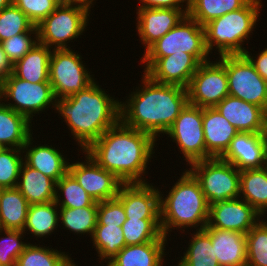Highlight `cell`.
<instances>
[{"instance_id": "6da1fadb", "label": "cell", "mask_w": 267, "mask_h": 266, "mask_svg": "<svg viewBox=\"0 0 267 266\" xmlns=\"http://www.w3.org/2000/svg\"><path fill=\"white\" fill-rule=\"evenodd\" d=\"M156 141L151 134L126 126L120 120L85 152L124 184L148 183L144 176L155 153Z\"/></svg>"}, {"instance_id": "7a4b0ae2", "label": "cell", "mask_w": 267, "mask_h": 266, "mask_svg": "<svg viewBox=\"0 0 267 266\" xmlns=\"http://www.w3.org/2000/svg\"><path fill=\"white\" fill-rule=\"evenodd\" d=\"M142 75V85L133 89L125 102H120V120L157 140L161 133L165 135L188 103V92L181 86L160 84Z\"/></svg>"}, {"instance_id": "3957f363", "label": "cell", "mask_w": 267, "mask_h": 266, "mask_svg": "<svg viewBox=\"0 0 267 266\" xmlns=\"http://www.w3.org/2000/svg\"><path fill=\"white\" fill-rule=\"evenodd\" d=\"M115 99L94 80L85 89L56 99L53 110L64 119L82 152L120 121L121 101Z\"/></svg>"}, {"instance_id": "277c9868", "label": "cell", "mask_w": 267, "mask_h": 266, "mask_svg": "<svg viewBox=\"0 0 267 266\" xmlns=\"http://www.w3.org/2000/svg\"><path fill=\"white\" fill-rule=\"evenodd\" d=\"M162 193L160 191V223L166 238L175 228L184 233L189 227L203 230L207 226L209 204L199 182L188 169L182 172L166 197Z\"/></svg>"}, {"instance_id": "5b68a950", "label": "cell", "mask_w": 267, "mask_h": 266, "mask_svg": "<svg viewBox=\"0 0 267 266\" xmlns=\"http://www.w3.org/2000/svg\"><path fill=\"white\" fill-rule=\"evenodd\" d=\"M261 3V0H250L244 7L205 24V45L208 53L217 50L216 54L219 56L244 54L247 48L243 47V43L251 37L256 22L259 21Z\"/></svg>"}, {"instance_id": "8992f818", "label": "cell", "mask_w": 267, "mask_h": 266, "mask_svg": "<svg viewBox=\"0 0 267 266\" xmlns=\"http://www.w3.org/2000/svg\"><path fill=\"white\" fill-rule=\"evenodd\" d=\"M92 4L60 6L43 19L37 27L38 42L51 49H71L67 44L83 35Z\"/></svg>"}, {"instance_id": "52a82bcc", "label": "cell", "mask_w": 267, "mask_h": 266, "mask_svg": "<svg viewBox=\"0 0 267 266\" xmlns=\"http://www.w3.org/2000/svg\"><path fill=\"white\" fill-rule=\"evenodd\" d=\"M189 171L200 184L209 205L240 195V171L220 158H210L190 164Z\"/></svg>"}, {"instance_id": "ba28073f", "label": "cell", "mask_w": 267, "mask_h": 266, "mask_svg": "<svg viewBox=\"0 0 267 266\" xmlns=\"http://www.w3.org/2000/svg\"><path fill=\"white\" fill-rule=\"evenodd\" d=\"M0 101H4V105L26 116L31 122L33 116L47 108L49 110L51 104L50 108L55 109L56 104L50 82L31 83L19 79L13 73L0 83Z\"/></svg>"}, {"instance_id": "9c48e42d", "label": "cell", "mask_w": 267, "mask_h": 266, "mask_svg": "<svg viewBox=\"0 0 267 266\" xmlns=\"http://www.w3.org/2000/svg\"><path fill=\"white\" fill-rule=\"evenodd\" d=\"M186 52L200 63L210 60L205 45V30L196 20L186 15L174 28L153 43L141 58H161Z\"/></svg>"}, {"instance_id": "30bf717a", "label": "cell", "mask_w": 267, "mask_h": 266, "mask_svg": "<svg viewBox=\"0 0 267 266\" xmlns=\"http://www.w3.org/2000/svg\"><path fill=\"white\" fill-rule=\"evenodd\" d=\"M225 66L229 95L261 107L267 113V81L244 54L219 56Z\"/></svg>"}, {"instance_id": "8fae6325", "label": "cell", "mask_w": 267, "mask_h": 266, "mask_svg": "<svg viewBox=\"0 0 267 266\" xmlns=\"http://www.w3.org/2000/svg\"><path fill=\"white\" fill-rule=\"evenodd\" d=\"M95 79L73 49H53L49 62V82L56 99L69 97Z\"/></svg>"}, {"instance_id": "7c38bea8", "label": "cell", "mask_w": 267, "mask_h": 266, "mask_svg": "<svg viewBox=\"0 0 267 266\" xmlns=\"http://www.w3.org/2000/svg\"><path fill=\"white\" fill-rule=\"evenodd\" d=\"M203 108L187 103L165 133L176 143L183 160L192 164L206 159Z\"/></svg>"}, {"instance_id": "4fadbf2b", "label": "cell", "mask_w": 267, "mask_h": 266, "mask_svg": "<svg viewBox=\"0 0 267 266\" xmlns=\"http://www.w3.org/2000/svg\"><path fill=\"white\" fill-rule=\"evenodd\" d=\"M188 103L201 107H215L229 95L225 66L219 61L200 64L187 87Z\"/></svg>"}, {"instance_id": "5bb4252c", "label": "cell", "mask_w": 267, "mask_h": 266, "mask_svg": "<svg viewBox=\"0 0 267 266\" xmlns=\"http://www.w3.org/2000/svg\"><path fill=\"white\" fill-rule=\"evenodd\" d=\"M83 153L85 161L70 163L69 173L96 202L116 198L124 183L101 167L88 153Z\"/></svg>"}, {"instance_id": "9a60e30c", "label": "cell", "mask_w": 267, "mask_h": 266, "mask_svg": "<svg viewBox=\"0 0 267 266\" xmlns=\"http://www.w3.org/2000/svg\"><path fill=\"white\" fill-rule=\"evenodd\" d=\"M141 63L145 64L144 74L152 81L185 89L201 64L193 55L186 52L161 58H142Z\"/></svg>"}, {"instance_id": "2e32d148", "label": "cell", "mask_w": 267, "mask_h": 266, "mask_svg": "<svg viewBox=\"0 0 267 266\" xmlns=\"http://www.w3.org/2000/svg\"><path fill=\"white\" fill-rule=\"evenodd\" d=\"M263 216L240 197L209 205L205 228L236 231L247 234Z\"/></svg>"}, {"instance_id": "e0dca14e", "label": "cell", "mask_w": 267, "mask_h": 266, "mask_svg": "<svg viewBox=\"0 0 267 266\" xmlns=\"http://www.w3.org/2000/svg\"><path fill=\"white\" fill-rule=\"evenodd\" d=\"M151 183H130L120 187L117 199L127 219H160V190Z\"/></svg>"}, {"instance_id": "ac0fdd59", "label": "cell", "mask_w": 267, "mask_h": 266, "mask_svg": "<svg viewBox=\"0 0 267 266\" xmlns=\"http://www.w3.org/2000/svg\"><path fill=\"white\" fill-rule=\"evenodd\" d=\"M136 10V29L145 47L144 52L187 15L182 10L169 8H138Z\"/></svg>"}, {"instance_id": "d6986e66", "label": "cell", "mask_w": 267, "mask_h": 266, "mask_svg": "<svg viewBox=\"0 0 267 266\" xmlns=\"http://www.w3.org/2000/svg\"><path fill=\"white\" fill-rule=\"evenodd\" d=\"M220 159L239 171L267 166L262 133L238 132Z\"/></svg>"}, {"instance_id": "ffe728a7", "label": "cell", "mask_w": 267, "mask_h": 266, "mask_svg": "<svg viewBox=\"0 0 267 266\" xmlns=\"http://www.w3.org/2000/svg\"><path fill=\"white\" fill-rule=\"evenodd\" d=\"M31 135L26 144L22 147L23 162L40 172L55 182L59 181L69 172L70 160L55 147L44 145H33L34 138ZM34 146V147H33Z\"/></svg>"}, {"instance_id": "44dd1931", "label": "cell", "mask_w": 267, "mask_h": 266, "mask_svg": "<svg viewBox=\"0 0 267 266\" xmlns=\"http://www.w3.org/2000/svg\"><path fill=\"white\" fill-rule=\"evenodd\" d=\"M215 108L239 132L262 133L266 112L261 107L228 95Z\"/></svg>"}, {"instance_id": "7402d4cb", "label": "cell", "mask_w": 267, "mask_h": 266, "mask_svg": "<svg viewBox=\"0 0 267 266\" xmlns=\"http://www.w3.org/2000/svg\"><path fill=\"white\" fill-rule=\"evenodd\" d=\"M206 159L220 158L239 132L215 107L203 108Z\"/></svg>"}, {"instance_id": "603a6c76", "label": "cell", "mask_w": 267, "mask_h": 266, "mask_svg": "<svg viewBox=\"0 0 267 266\" xmlns=\"http://www.w3.org/2000/svg\"><path fill=\"white\" fill-rule=\"evenodd\" d=\"M211 238L220 266H246V234L216 228L203 229Z\"/></svg>"}, {"instance_id": "cb8c5ba5", "label": "cell", "mask_w": 267, "mask_h": 266, "mask_svg": "<svg viewBox=\"0 0 267 266\" xmlns=\"http://www.w3.org/2000/svg\"><path fill=\"white\" fill-rule=\"evenodd\" d=\"M167 239L162 235L156 241L125 246L109 263L111 266H163Z\"/></svg>"}, {"instance_id": "d4e9b609", "label": "cell", "mask_w": 267, "mask_h": 266, "mask_svg": "<svg viewBox=\"0 0 267 266\" xmlns=\"http://www.w3.org/2000/svg\"><path fill=\"white\" fill-rule=\"evenodd\" d=\"M16 188L27 199L29 205L55 201L56 182L24 162L20 168Z\"/></svg>"}, {"instance_id": "484cf974", "label": "cell", "mask_w": 267, "mask_h": 266, "mask_svg": "<svg viewBox=\"0 0 267 266\" xmlns=\"http://www.w3.org/2000/svg\"><path fill=\"white\" fill-rule=\"evenodd\" d=\"M32 122L0 102V147L22 149L33 134ZM32 132V133H31Z\"/></svg>"}, {"instance_id": "4316f807", "label": "cell", "mask_w": 267, "mask_h": 266, "mask_svg": "<svg viewBox=\"0 0 267 266\" xmlns=\"http://www.w3.org/2000/svg\"><path fill=\"white\" fill-rule=\"evenodd\" d=\"M53 49L37 43L13 65V74L31 83L49 82V62Z\"/></svg>"}, {"instance_id": "83f0119b", "label": "cell", "mask_w": 267, "mask_h": 266, "mask_svg": "<svg viewBox=\"0 0 267 266\" xmlns=\"http://www.w3.org/2000/svg\"><path fill=\"white\" fill-rule=\"evenodd\" d=\"M239 197L262 216L267 214V166L240 171Z\"/></svg>"}, {"instance_id": "f1b7e54d", "label": "cell", "mask_w": 267, "mask_h": 266, "mask_svg": "<svg viewBox=\"0 0 267 266\" xmlns=\"http://www.w3.org/2000/svg\"><path fill=\"white\" fill-rule=\"evenodd\" d=\"M29 203L17 188L0 191V224L2 229L22 230Z\"/></svg>"}, {"instance_id": "f546056e", "label": "cell", "mask_w": 267, "mask_h": 266, "mask_svg": "<svg viewBox=\"0 0 267 266\" xmlns=\"http://www.w3.org/2000/svg\"><path fill=\"white\" fill-rule=\"evenodd\" d=\"M59 207L55 201L29 205L23 232L29 231L33 237L46 238L55 233L59 224ZM26 231V232H25Z\"/></svg>"}, {"instance_id": "4dcf8cb0", "label": "cell", "mask_w": 267, "mask_h": 266, "mask_svg": "<svg viewBox=\"0 0 267 266\" xmlns=\"http://www.w3.org/2000/svg\"><path fill=\"white\" fill-rule=\"evenodd\" d=\"M191 236L192 239L184 255L180 256L177 266H220L214 255L210 236L204 230H196Z\"/></svg>"}, {"instance_id": "1f68e13d", "label": "cell", "mask_w": 267, "mask_h": 266, "mask_svg": "<svg viewBox=\"0 0 267 266\" xmlns=\"http://www.w3.org/2000/svg\"><path fill=\"white\" fill-rule=\"evenodd\" d=\"M75 263L67 252L29 243L19 255L16 266H78Z\"/></svg>"}, {"instance_id": "d6a6232c", "label": "cell", "mask_w": 267, "mask_h": 266, "mask_svg": "<svg viewBox=\"0 0 267 266\" xmlns=\"http://www.w3.org/2000/svg\"><path fill=\"white\" fill-rule=\"evenodd\" d=\"M250 0H190L188 16L201 26L244 7Z\"/></svg>"}, {"instance_id": "836d02e7", "label": "cell", "mask_w": 267, "mask_h": 266, "mask_svg": "<svg viewBox=\"0 0 267 266\" xmlns=\"http://www.w3.org/2000/svg\"><path fill=\"white\" fill-rule=\"evenodd\" d=\"M91 239L101 264L111 260L126 246L122 226L119 225H96Z\"/></svg>"}, {"instance_id": "e575fe53", "label": "cell", "mask_w": 267, "mask_h": 266, "mask_svg": "<svg viewBox=\"0 0 267 266\" xmlns=\"http://www.w3.org/2000/svg\"><path fill=\"white\" fill-rule=\"evenodd\" d=\"M59 221L63 228L78 235L87 234L92 238L96 223L98 205L82 208H59Z\"/></svg>"}, {"instance_id": "d590c367", "label": "cell", "mask_w": 267, "mask_h": 266, "mask_svg": "<svg viewBox=\"0 0 267 266\" xmlns=\"http://www.w3.org/2000/svg\"><path fill=\"white\" fill-rule=\"evenodd\" d=\"M55 202L59 208H82L98 205V202L88 195L69 172L56 182Z\"/></svg>"}, {"instance_id": "8d00e7d4", "label": "cell", "mask_w": 267, "mask_h": 266, "mask_svg": "<svg viewBox=\"0 0 267 266\" xmlns=\"http://www.w3.org/2000/svg\"><path fill=\"white\" fill-rule=\"evenodd\" d=\"M122 231L126 246L156 241L163 235L160 219H126Z\"/></svg>"}, {"instance_id": "74e56055", "label": "cell", "mask_w": 267, "mask_h": 266, "mask_svg": "<svg viewBox=\"0 0 267 266\" xmlns=\"http://www.w3.org/2000/svg\"><path fill=\"white\" fill-rule=\"evenodd\" d=\"M261 218L246 234V266H267V221Z\"/></svg>"}, {"instance_id": "f35d334b", "label": "cell", "mask_w": 267, "mask_h": 266, "mask_svg": "<svg viewBox=\"0 0 267 266\" xmlns=\"http://www.w3.org/2000/svg\"><path fill=\"white\" fill-rule=\"evenodd\" d=\"M34 24L13 2L0 11V42L28 32Z\"/></svg>"}, {"instance_id": "ab89813d", "label": "cell", "mask_w": 267, "mask_h": 266, "mask_svg": "<svg viewBox=\"0 0 267 266\" xmlns=\"http://www.w3.org/2000/svg\"><path fill=\"white\" fill-rule=\"evenodd\" d=\"M22 149L0 147V187L16 188L23 163Z\"/></svg>"}, {"instance_id": "60d3db41", "label": "cell", "mask_w": 267, "mask_h": 266, "mask_svg": "<svg viewBox=\"0 0 267 266\" xmlns=\"http://www.w3.org/2000/svg\"><path fill=\"white\" fill-rule=\"evenodd\" d=\"M24 234L26 235L22 230L2 229L0 231V266H16L19 255L29 244L26 241L22 242L25 238Z\"/></svg>"}, {"instance_id": "b9f144b4", "label": "cell", "mask_w": 267, "mask_h": 266, "mask_svg": "<svg viewBox=\"0 0 267 266\" xmlns=\"http://www.w3.org/2000/svg\"><path fill=\"white\" fill-rule=\"evenodd\" d=\"M37 43L38 32L35 25L28 32L14 35L0 42L3 51L12 65L28 53Z\"/></svg>"}, {"instance_id": "7bdbcfd3", "label": "cell", "mask_w": 267, "mask_h": 266, "mask_svg": "<svg viewBox=\"0 0 267 266\" xmlns=\"http://www.w3.org/2000/svg\"><path fill=\"white\" fill-rule=\"evenodd\" d=\"M123 204L117 199L98 202L96 225H119L126 221Z\"/></svg>"}, {"instance_id": "ee69618b", "label": "cell", "mask_w": 267, "mask_h": 266, "mask_svg": "<svg viewBox=\"0 0 267 266\" xmlns=\"http://www.w3.org/2000/svg\"><path fill=\"white\" fill-rule=\"evenodd\" d=\"M36 26L58 6L53 0H12Z\"/></svg>"}, {"instance_id": "f6af8a7d", "label": "cell", "mask_w": 267, "mask_h": 266, "mask_svg": "<svg viewBox=\"0 0 267 266\" xmlns=\"http://www.w3.org/2000/svg\"><path fill=\"white\" fill-rule=\"evenodd\" d=\"M139 2L142 3L137 8L179 9L186 14H188L190 8V0H139ZM184 3H186L185 6Z\"/></svg>"}, {"instance_id": "bcb514c9", "label": "cell", "mask_w": 267, "mask_h": 266, "mask_svg": "<svg viewBox=\"0 0 267 266\" xmlns=\"http://www.w3.org/2000/svg\"><path fill=\"white\" fill-rule=\"evenodd\" d=\"M244 55L249 59L260 76L267 81V47L260 53H257V57L253 56L248 50L245 51Z\"/></svg>"}, {"instance_id": "7dc6e473", "label": "cell", "mask_w": 267, "mask_h": 266, "mask_svg": "<svg viewBox=\"0 0 267 266\" xmlns=\"http://www.w3.org/2000/svg\"><path fill=\"white\" fill-rule=\"evenodd\" d=\"M11 73H13V65L8 60L0 44V83Z\"/></svg>"}, {"instance_id": "c3c4849f", "label": "cell", "mask_w": 267, "mask_h": 266, "mask_svg": "<svg viewBox=\"0 0 267 266\" xmlns=\"http://www.w3.org/2000/svg\"><path fill=\"white\" fill-rule=\"evenodd\" d=\"M54 3L60 7V6H73L76 4H91L84 0H53Z\"/></svg>"}, {"instance_id": "681fc988", "label": "cell", "mask_w": 267, "mask_h": 266, "mask_svg": "<svg viewBox=\"0 0 267 266\" xmlns=\"http://www.w3.org/2000/svg\"><path fill=\"white\" fill-rule=\"evenodd\" d=\"M262 137L265 145V154H266V159H267V113L264 121V127L262 130Z\"/></svg>"}, {"instance_id": "f907efd6", "label": "cell", "mask_w": 267, "mask_h": 266, "mask_svg": "<svg viewBox=\"0 0 267 266\" xmlns=\"http://www.w3.org/2000/svg\"><path fill=\"white\" fill-rule=\"evenodd\" d=\"M12 3V0H0V11L8 7Z\"/></svg>"}, {"instance_id": "816d5d0a", "label": "cell", "mask_w": 267, "mask_h": 266, "mask_svg": "<svg viewBox=\"0 0 267 266\" xmlns=\"http://www.w3.org/2000/svg\"><path fill=\"white\" fill-rule=\"evenodd\" d=\"M84 1H86L88 3H91L93 5V3H94L95 0H84Z\"/></svg>"}, {"instance_id": "f5cc1de1", "label": "cell", "mask_w": 267, "mask_h": 266, "mask_svg": "<svg viewBox=\"0 0 267 266\" xmlns=\"http://www.w3.org/2000/svg\"><path fill=\"white\" fill-rule=\"evenodd\" d=\"M105 263H106V266H111L110 263H109V261H108V263H107V261H105Z\"/></svg>"}]
</instances>
